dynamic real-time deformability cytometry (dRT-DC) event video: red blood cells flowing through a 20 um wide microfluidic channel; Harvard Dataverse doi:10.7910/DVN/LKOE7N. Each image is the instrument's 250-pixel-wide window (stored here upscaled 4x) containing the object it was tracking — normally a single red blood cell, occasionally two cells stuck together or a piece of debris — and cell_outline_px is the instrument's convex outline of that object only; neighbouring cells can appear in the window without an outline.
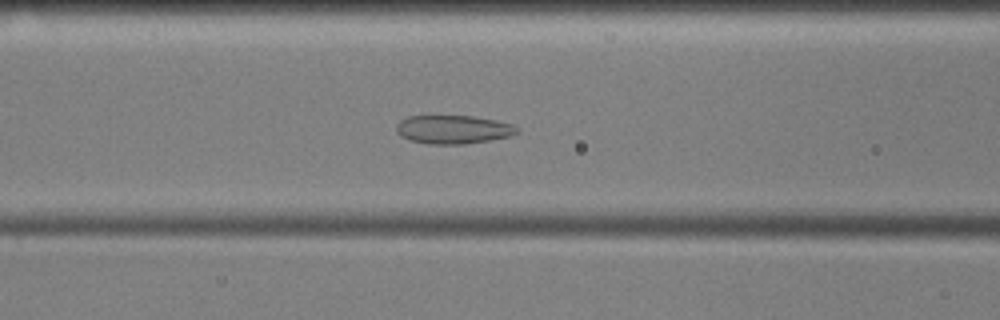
{"species": "common noctule bat (a hibernating species)", "species_latin": "Nyctalus noctula", "temperature_condition": "cold", "stored_images_in_passage": 40, "camera_frame_rate_fps": 3000, "um_per_image_px": 0.085, "animal": {"sex": "male", "body_mass_g": 17.9, "forearm_length_mm": 54.2}, "frame": {"image": 1, "passage_image": 14, "time_ms": 4.333, "image_size_px": [1000, 320], "cell_outline_px": [[520, 132], [512, 136], [464, 144], [428, 144], [412, 140], [400, 136], [396, 128], [396, 124], [400, 120], [408, 116], [472, 116], [496, 120], [512, 124], [520, 128]], "centroid_in_image_um": [38.56, 11.0], "position_along_channel_um": 128.0, "area_um2": 20.11}}
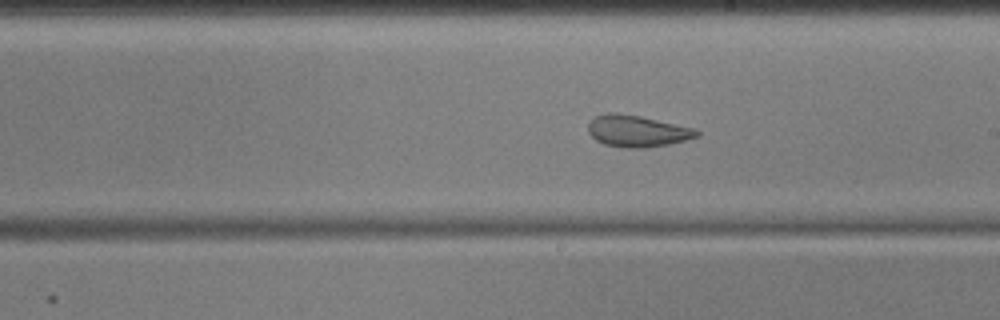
{"frame": {"image": 2, "passage_image": 23, "time_ms": 7.333, "image_size_px": [1000, 320], "cell_outline_px": [[700, 136], [668, 144], [644, 148], [628, 148], [604, 144], [596, 140], [588, 132], [588, 124], [596, 116], [608, 112], [616, 112], [640, 116], [696, 128], [700, 132]], "centroid_in_image_um": [54.17, 11.13], "position_along_channel_um": 234.8, "area_um2": 20.0}}
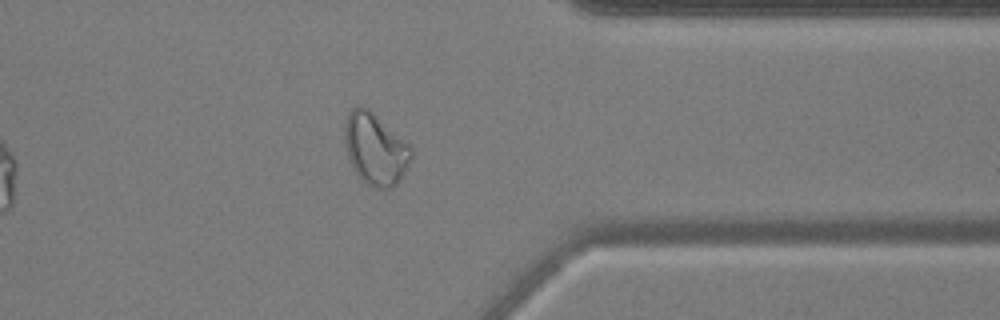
{"frame": {"image": 3, "passage_image": 36, "time_ms": 11.667, "image_size_px": [1000, 320], "cell_outline_px": [[412, 156], [400, 180], [392, 188], [372, 188], [356, 172], [348, 156], [344, 144], [344, 128], [348, 112], [352, 108], [360, 104], [364, 104], [408, 144], [412, 148]], "centroid_in_image_um": [31.88, 12.63], "position_along_channel_um": 379.5, "area_um2": 27.57}, "authors_computed_cell_mechanics": {"area_um2": 21.6461, "velocity_mm_per_s": 3.5635, "shape_relaxation_time_tau1_ms": null, "shape_relaxation_time_tau2_ms": 1.76, "deformation_change_tau1": null, "deformation_change_tau2": 0.0751}}